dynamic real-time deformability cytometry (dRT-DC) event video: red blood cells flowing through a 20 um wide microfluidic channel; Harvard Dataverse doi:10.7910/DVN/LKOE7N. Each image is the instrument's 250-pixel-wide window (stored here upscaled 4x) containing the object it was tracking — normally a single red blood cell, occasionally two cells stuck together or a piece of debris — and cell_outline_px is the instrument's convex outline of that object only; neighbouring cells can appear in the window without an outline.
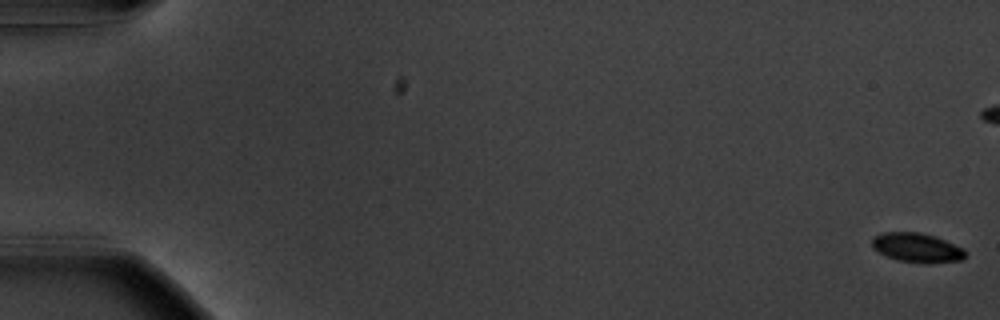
{"species": "common noctule bat (a hibernating species)", "species_latin": "Nyctalus noctula", "temperature_condition": "warm", "stored_images_in_passage": 58, "camera_frame_rate_fps": 3000, "um_per_image_px": 0.085, "animal": {"sex": "male", "body_mass_g": 20.1, "forearm_length_mm": 53.5}, "frame": {"image": 1, "passage_image": 1, "time_ms": 0.0, "image_size_px": [1000, 320], "cell_outline_px": [[964, 260], [928, 264], [920, 264], [896, 260], [872, 248], [872, 240], [876, 236], [884, 232], [920, 232], [944, 240], [964, 248]], "centroid_in_image_um": [77.95, 21.08], "position_along_channel_um": 7.0, "area_um2": 15.95}}
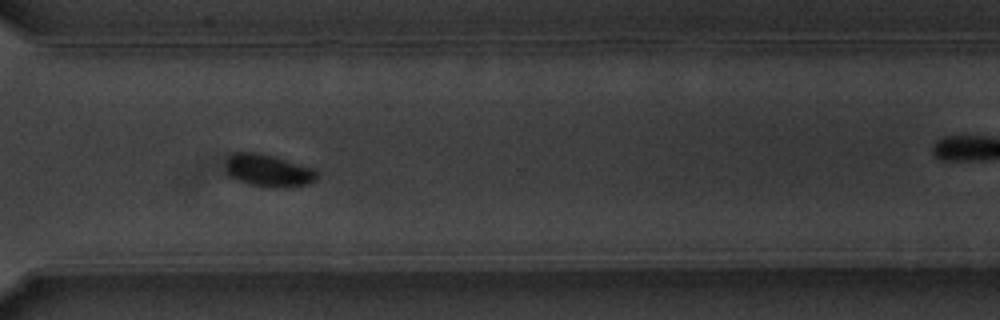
{"frame": {"image": 2, "passage_image": 43, "time_ms": 14.0, "image_size_px": [1000, 320], "cell_outline_px": [[320, 176], [316, 180], [308, 184], [280, 188], [248, 184], [236, 180], [228, 176], [228, 156], [236, 152], [260, 152], [316, 168], [320, 172]], "centroid_in_image_um": [22.9, 14.49], "position_along_channel_um": 347.7, "area_um2": 17.46}}
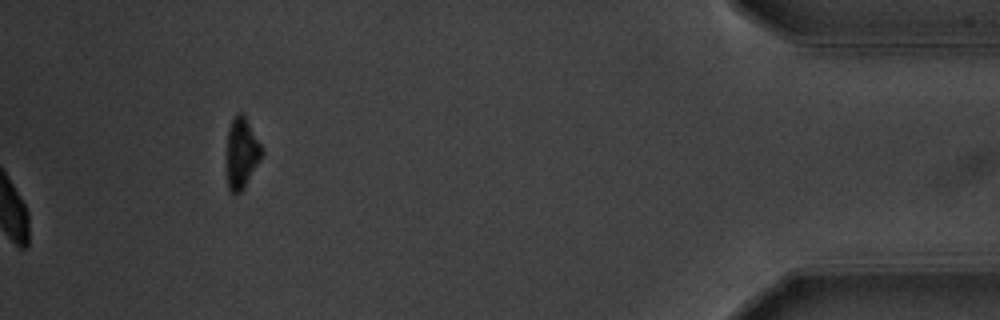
{"frame": {"image": 3, "passage_image": 58, "time_ms": 19.0, "image_size_px": [1000, 320], "cell_outline_px": [[264, 152], [260, 160], [244, 188], [236, 196], [228, 188], [228, 128], [236, 112], [240, 112], [244, 116], [260, 144]], "centroid_in_image_um": [20.55, 13.03], "position_along_channel_um": 414.7, "area_um2": 14.05}, "authors_computed_cell_mechanics": {"area_um2": 16.9354, "velocity_mm_per_s": 3.646, "shape_relaxation_time_tau1_ms": 3.5569, "shape_relaxation_time_tau2_ms": null, "deformation_change_tau1": 0.1639, "deformation_change_tau2": null}}